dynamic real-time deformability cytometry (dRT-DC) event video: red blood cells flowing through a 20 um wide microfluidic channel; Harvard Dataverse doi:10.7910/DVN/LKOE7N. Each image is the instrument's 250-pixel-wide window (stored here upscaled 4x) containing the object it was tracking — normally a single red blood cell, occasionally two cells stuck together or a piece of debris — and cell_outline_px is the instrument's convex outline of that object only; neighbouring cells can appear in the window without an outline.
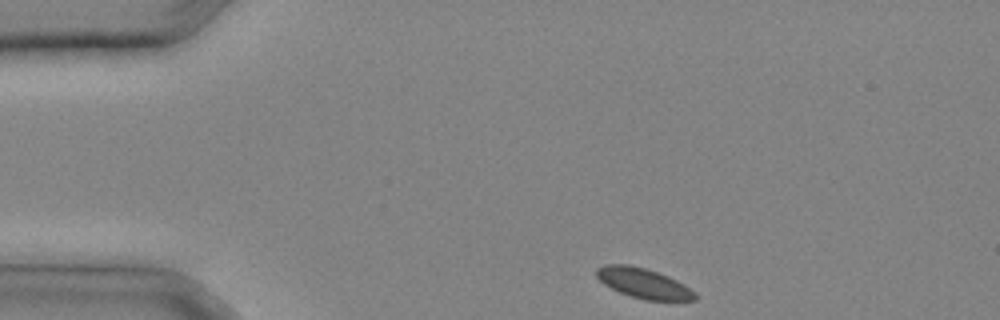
{"species": "common noctule bat (a hibernating species)", "species_latin": "Nyctalus noctula", "temperature_condition": "cold", "stored_images_in_passage": 27, "camera_frame_rate_fps": 3000, "um_per_image_px": 0.085, "animal": {"sex": "male", "body_mass_g": 20.4}, "frame": {"image": 1, "passage_image": 1, "time_ms": 0.0, "image_size_px": [1000, 320], "cell_outline_px": [[696, 300], [644, 300], [620, 292], [604, 284], [596, 276], [596, 268], [604, 264], [628, 264], [644, 268], [668, 276], [684, 284], [696, 292]], "centroid_in_image_um": [54.69, 24.06], "position_along_channel_um": 30.3, "area_um2": 17.11}}
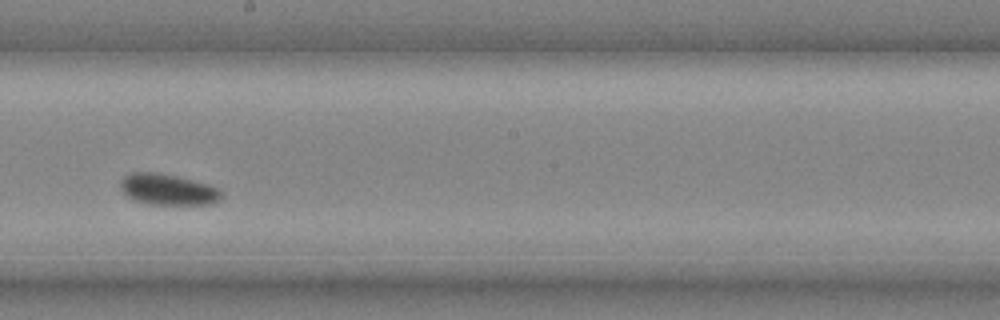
{"frame": {"image": 2, "passage_image": 14, "time_ms": 4.333, "image_size_px": [1000, 320], "cell_outline_px": [[224, 192], [220, 200], [216, 204], [148, 204], [132, 200], [120, 188], [120, 180], [124, 176], [132, 172], [156, 172], [176, 176], [208, 184], [220, 188]], "centroid_in_image_um": [14.3, 16.11], "position_along_channel_um": 233.9, "area_um2": 18.5}}
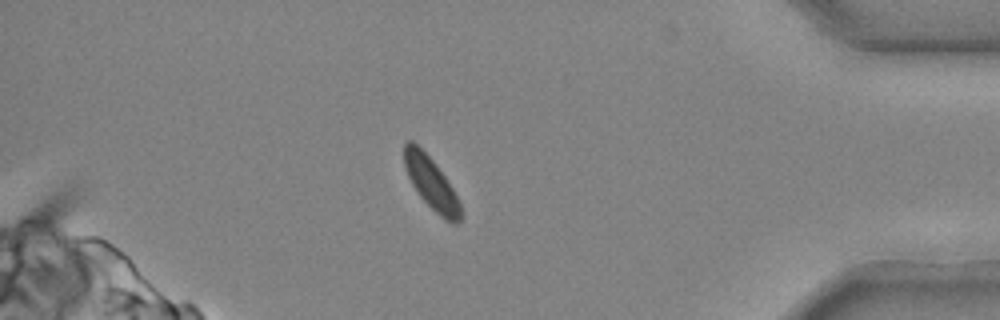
{"frame": {"image": 3, "passage_image": 24, "time_ms": 7.667, "image_size_px": [1000, 320], "cell_outline_px": [[460, 220], [456, 224], [452, 224], [444, 220], [420, 196], [412, 184], [404, 168], [404, 144], [408, 140], [412, 140], [432, 160], [444, 176], [452, 188], [460, 204]], "centroid_in_image_um": [36.63, 15.57], "position_along_channel_um": 398.6, "area_um2": 16.7}}